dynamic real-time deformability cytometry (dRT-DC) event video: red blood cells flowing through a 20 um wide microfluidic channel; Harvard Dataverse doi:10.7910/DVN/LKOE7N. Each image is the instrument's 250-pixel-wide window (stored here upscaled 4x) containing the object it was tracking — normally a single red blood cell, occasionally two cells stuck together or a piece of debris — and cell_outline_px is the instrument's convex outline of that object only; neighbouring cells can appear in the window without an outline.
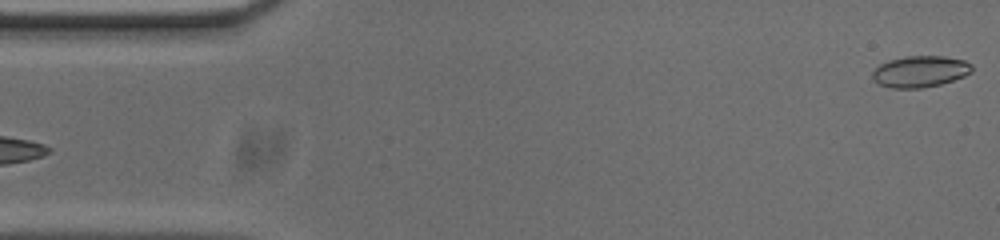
{"species": "common noctule bat (a hibernating species)", "species_latin": "Nyctalus noctula", "temperature_condition": "cold", "stored_images_in_passage": 54, "camera_frame_rate_fps": 3000, "um_per_image_px": 0.085, "animal": {"sex": "male", "body_mass_g": 20.0, "forearm_length_mm": 53.3}, "frame": {"image": 1, "passage_image": 1, "time_ms": 0.0, "image_size_px": [1000, 240], "cell_outline_px": [[972, 72], [964, 76], [940, 84], [920, 88], [888, 88], [872, 80], [872, 72], [880, 64], [888, 60], [904, 56], [944, 56], [964, 60], [972, 64]], "centroid_in_image_um": [78.19, 6.07], "position_along_channel_um": 6.8, "area_um2": 18.26}}
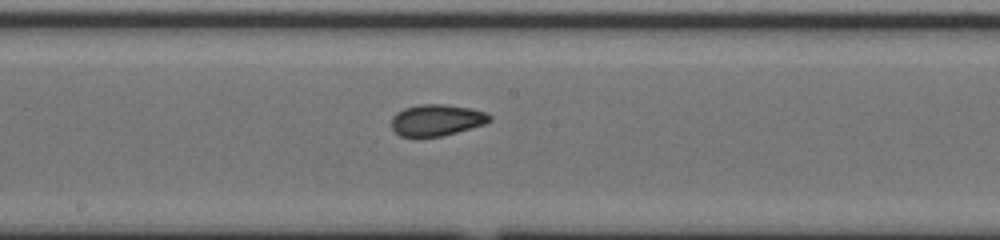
{"frame": {"image": 2, "passage_image": 27, "time_ms": 8.667, "image_size_px": [1000, 240], "cell_outline_px": [[492, 120], [484, 124], [456, 132], [440, 136], [420, 140], [416, 140], [400, 136], [392, 128], [392, 116], [396, 112], [404, 108], [420, 104], [444, 104], [472, 108], [488, 112], [492, 116]], "centroid_in_image_um": [37.09, 10.23], "position_along_channel_um": 211.1, "area_um2": 18.61}}
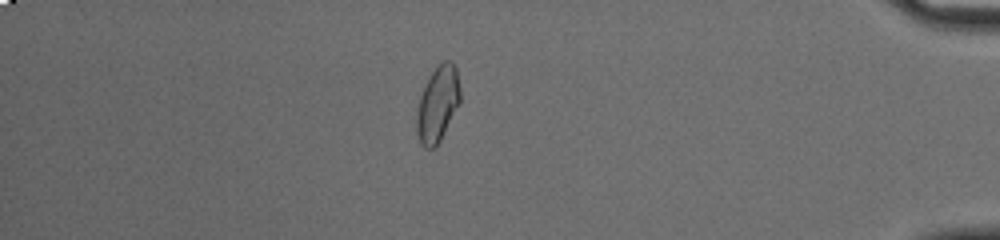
{"frame": {"image": 3, "passage_image": 46, "time_ms": 15.0, "image_size_px": [1000, 240], "cell_outline_px": [[460, 104], [440, 140], [432, 148], [424, 148], [416, 132], [416, 112], [420, 96], [428, 76], [444, 60], [452, 60], [456, 68], [460, 88]], "centroid_in_image_um": [37.21, 8.82], "position_along_channel_um": 398.0, "area_um2": 19.19}, "authors_computed_cell_mechanics": {"area_um2": 18.2648, "velocity_mm_per_s": 3.7159, "shape_relaxation_time_tau1_ms": null, "shape_relaxation_time_tau2_ms": 2.223, "deformation_change_tau1": null, "deformation_change_tau2": 0.0563}}